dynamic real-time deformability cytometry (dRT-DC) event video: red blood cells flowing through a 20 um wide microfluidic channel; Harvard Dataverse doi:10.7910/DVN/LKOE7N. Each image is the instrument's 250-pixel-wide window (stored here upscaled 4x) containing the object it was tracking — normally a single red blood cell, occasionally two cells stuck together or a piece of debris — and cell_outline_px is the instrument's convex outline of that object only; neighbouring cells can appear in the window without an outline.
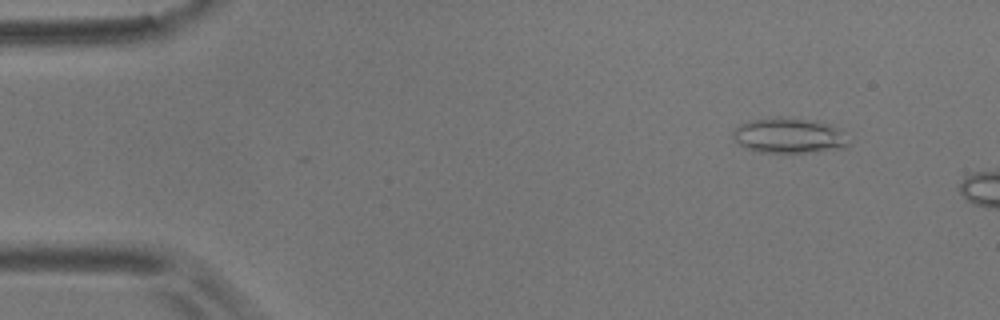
{"species": "common noctule bat (a hibernating species)", "species_latin": "Nyctalus noctula", "temperature_condition": "room temperature", "stored_images_in_passage": 4, "camera_frame_rate_fps": 3000, "um_per_image_px": 0.085, "animal": {"sex": "male", "body_mass_g": 17.9}, "frame": {"image": 1, "passage_image": 2, "time_ms": 0.333, "image_size_px": [1000, 320], "cell_outline_px": [[852, 140], [844, 148], [816, 152], [760, 152], [748, 148], [740, 144], [732, 136], [732, 132], [740, 124], [752, 120], [808, 120], [828, 124], [844, 132]], "centroid_in_image_um": [67.14, 11.58], "position_along_channel_um": 17.9, "area_um2": 22.89}}